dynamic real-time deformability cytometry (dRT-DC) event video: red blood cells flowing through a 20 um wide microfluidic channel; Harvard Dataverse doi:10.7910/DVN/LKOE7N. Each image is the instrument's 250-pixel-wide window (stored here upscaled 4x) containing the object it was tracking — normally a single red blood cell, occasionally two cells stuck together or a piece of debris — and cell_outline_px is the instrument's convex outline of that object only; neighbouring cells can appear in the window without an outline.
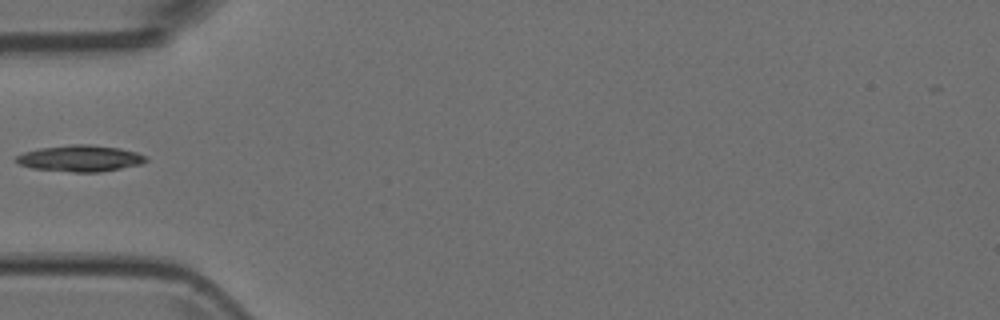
{"species": "Egyptian fruit bat (a non-hibernating species)", "species_latin": "Rousettus aegyptiacus", "temperature_condition": "room temperature", "stored_images_in_passage": 6, "camera_frame_rate_fps": 3000, "um_per_image_px": 0.085, "animal": {"sex": "female"}, "frame": {"image": 1, "passage_image": 6, "time_ms": 1.667, "image_size_px": [1000, 320], "cell_outline_px": [[148, 160], [140, 164], [100, 172], [72, 172], [32, 168], [20, 164], [12, 160], [16, 156], [24, 152], [40, 148], [72, 144], [88, 144], [120, 148], [136, 152], [148, 156]], "centroid_in_image_um": [6.81, 13.46], "position_along_channel_um": 78.2, "area_um2": 19.94}}